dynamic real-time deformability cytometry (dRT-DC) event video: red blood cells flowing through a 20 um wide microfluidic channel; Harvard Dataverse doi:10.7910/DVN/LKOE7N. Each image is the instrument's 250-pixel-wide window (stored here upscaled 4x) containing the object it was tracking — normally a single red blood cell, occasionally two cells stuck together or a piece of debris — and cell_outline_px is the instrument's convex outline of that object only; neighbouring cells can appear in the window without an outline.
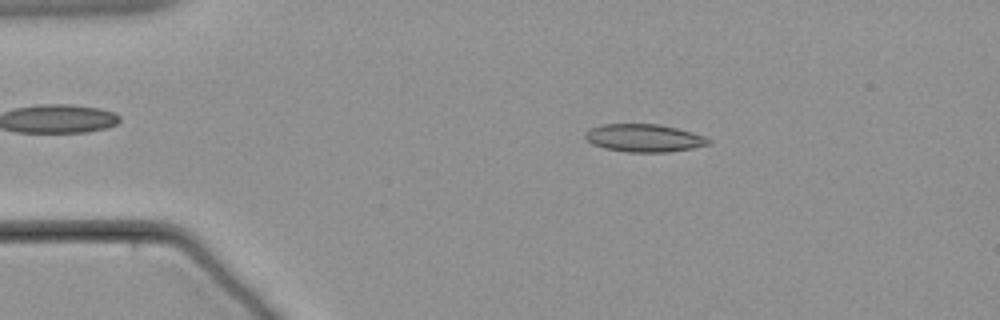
{"species": "common noctule bat (a hibernating species)", "species_latin": "Nyctalus noctula", "temperature_condition": "warm", "stored_images_in_passage": 60, "camera_frame_rate_fps": 3000, "um_per_image_px": 0.085, "animal": {"sex": "male", "body_mass_g": 21.5, "forearm_length_mm": 52.0}, "frame": {"image": 1, "passage_image": 11, "time_ms": 3.333, "image_size_px": [1000, 320], "cell_outline_px": [[712, 144], [692, 148], [668, 152], [628, 152], [604, 148], [592, 144], [584, 136], [584, 132], [592, 128], [604, 124], [656, 124], [676, 128], [692, 132], [704, 136], [712, 140]], "centroid_in_image_um": [54.77, 11.74], "position_along_channel_um": 30.2, "area_um2": 19.94}}
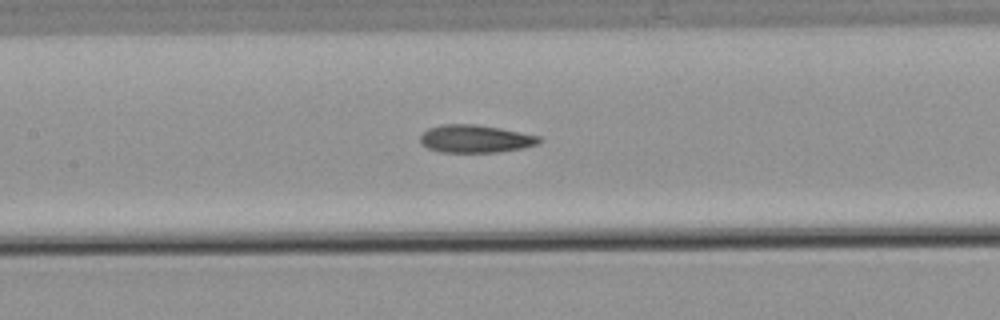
{"frame": {"image": 2, "passage_image": 28, "time_ms": 9.0, "image_size_px": [1000, 320], "cell_outline_px": [[540, 144], [524, 148], [496, 152], [440, 152], [428, 148], [420, 140], [420, 136], [428, 128], [440, 124], [476, 124], [500, 128], [540, 136]], "centroid_in_image_um": [40.42, 11.79], "position_along_channel_um": 167.0, "area_um2": 19.25}}
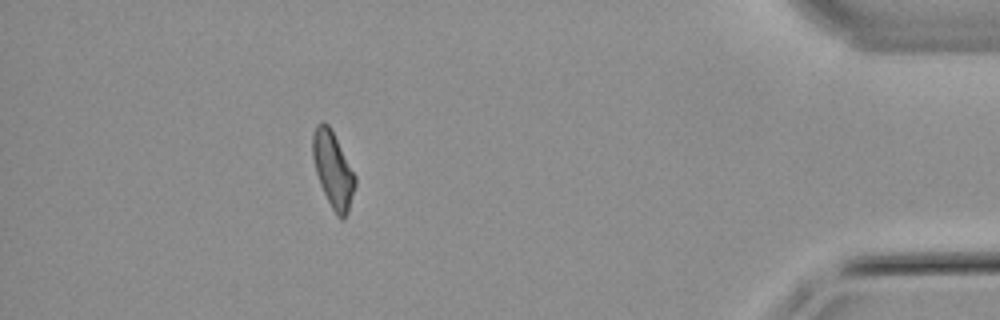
{"frame": {"image": 3, "passage_image": 54, "time_ms": 17.667, "image_size_px": [1000, 320], "cell_outline_px": [[356, 184], [348, 212], [344, 220], [340, 220], [336, 216], [320, 184], [316, 172], [312, 156], [312, 136], [316, 124], [320, 120], [328, 124], [332, 128], [356, 176]], "centroid_in_image_um": [28.31, 14.39], "position_along_channel_um": 406.9, "area_um2": 19.02}}